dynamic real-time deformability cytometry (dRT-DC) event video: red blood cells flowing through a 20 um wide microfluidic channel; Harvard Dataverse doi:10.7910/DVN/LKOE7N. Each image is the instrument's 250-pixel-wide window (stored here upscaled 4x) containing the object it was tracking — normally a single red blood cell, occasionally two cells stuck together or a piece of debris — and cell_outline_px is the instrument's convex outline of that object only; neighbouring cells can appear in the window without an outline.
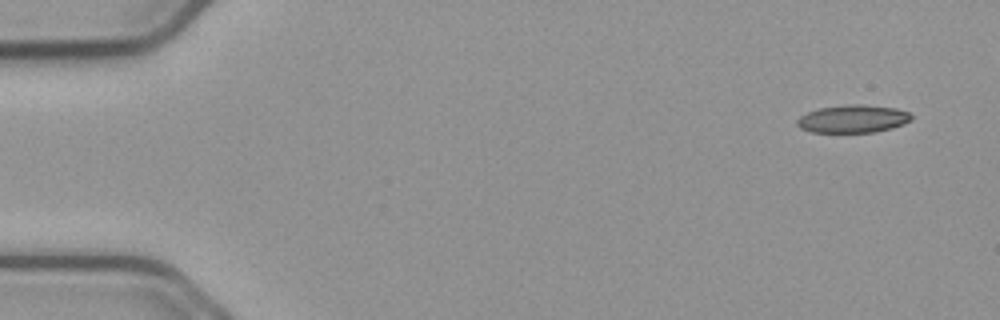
{"species": "common noctule bat (a hibernating species)", "species_latin": "Nyctalus noctula", "temperature_condition": "cold", "stored_images_in_passage": 49, "camera_frame_rate_fps": 3000, "um_per_image_px": 0.085, "animal": {"sex": "male", "body_mass_g": 23.1, "forearm_length_mm": 52.7}, "frame": {"image": 1, "passage_image": 1, "time_ms": 0.0, "image_size_px": [1000, 320], "cell_outline_px": [[912, 120], [904, 124], [892, 128], [876, 132], [812, 132], [800, 128], [796, 124], [796, 120], [800, 116], [808, 112], [820, 108], [848, 104], [860, 104], [896, 108], [908, 112], [912, 116]], "centroid_in_image_um": [72.51, 10.1], "position_along_channel_um": 12.5, "area_um2": 18.55}}
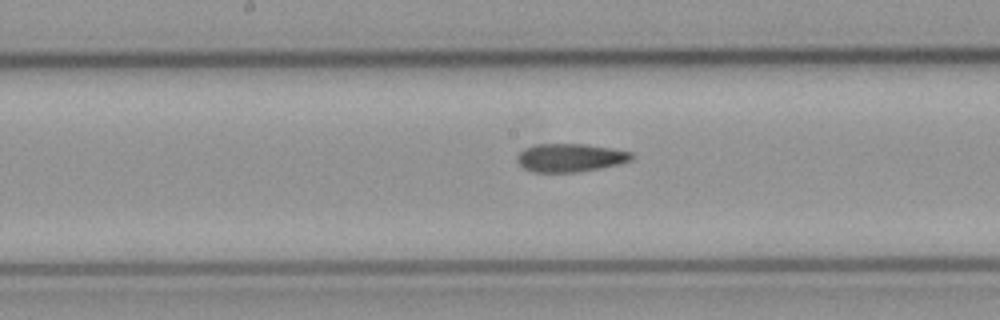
{"frame": {"image": 2, "passage_image": 26, "time_ms": 8.333, "image_size_px": [1000, 320], "cell_outline_px": [[636, 156], [632, 160], [620, 164], [600, 168], [576, 172], [532, 172], [524, 168], [516, 160], [516, 156], [524, 148], [536, 144], [588, 144], [612, 148], [632, 152]], "centroid_in_image_um": [48.5, 13.4], "position_along_channel_um": 199.7, "area_um2": 19.07}}
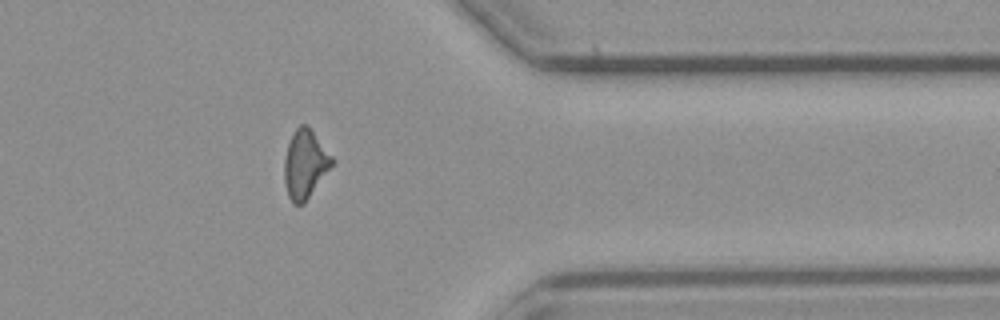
{"frame": {"image": 3, "passage_image": 42, "time_ms": 13.667, "image_size_px": [1000, 320], "cell_outline_px": [[336, 160], [304, 204], [292, 204], [288, 196], [284, 180], [284, 156], [292, 132], [300, 124], [304, 124], [312, 132]], "centroid_in_image_um": [25.91, 13.98], "position_along_channel_um": 385.5, "area_um2": 18.96}, "authors_computed_cell_mechanics": {"area_um2": 18.9584, "velocity_mm_per_s": 3.7533, "shape_relaxation_time_tau1_ms": null, "shape_relaxation_time_tau2_ms": 4.1063, "deformation_change_tau1": null, "deformation_change_tau2": 0.1344}}